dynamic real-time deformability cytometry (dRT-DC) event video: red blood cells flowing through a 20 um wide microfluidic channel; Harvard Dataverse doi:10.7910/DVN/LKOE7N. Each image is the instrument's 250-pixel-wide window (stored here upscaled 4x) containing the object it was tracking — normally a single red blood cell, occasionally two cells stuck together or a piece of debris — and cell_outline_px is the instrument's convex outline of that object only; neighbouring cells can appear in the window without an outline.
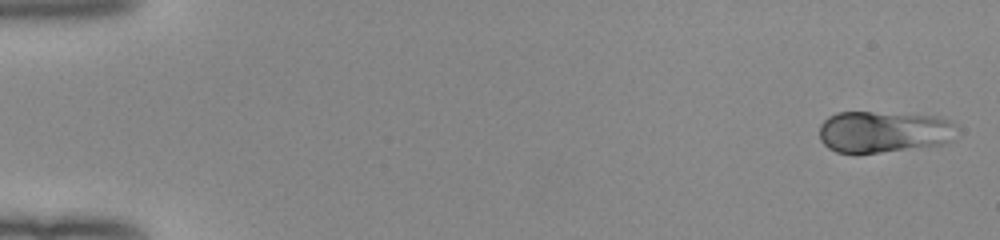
{"species": "human", "species_latin": "Homo sapiens", "temperature_condition": "room temperature", "stored_images_in_passage": 46, "camera_frame_rate_fps": 3000, "um_per_image_px": 0.085, "donor": {"sex": "female"}, "frame": {"image": 1, "passage_image": 1, "time_ms": 0.0, "image_size_px": [1000, 240], "cell_outline_px": [[960, 128], [952, 140], [948, 144], [880, 152], [836, 152], [828, 148], [820, 140], [820, 124], [828, 116], [836, 112], [872, 112], [940, 116], [952, 120]], "centroid_in_image_um": [75.19, 11.19], "position_along_channel_um": 9.8, "area_um2": 33.81}}
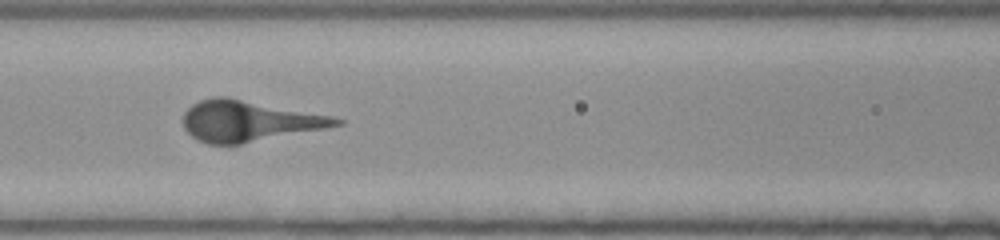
{"frame": {"image": 2, "passage_image": 23, "time_ms": 7.333, "image_size_px": [1000, 240], "cell_outline_px": [[344, 124], [324, 128], [240, 144], [208, 144], [192, 136], [184, 128], [184, 112], [192, 104], [200, 100], [216, 96], [228, 96], [332, 116], [344, 120]], "centroid_in_image_um": [21.13, 10.27], "position_along_channel_um": 145.5, "area_um2": 36.18}}
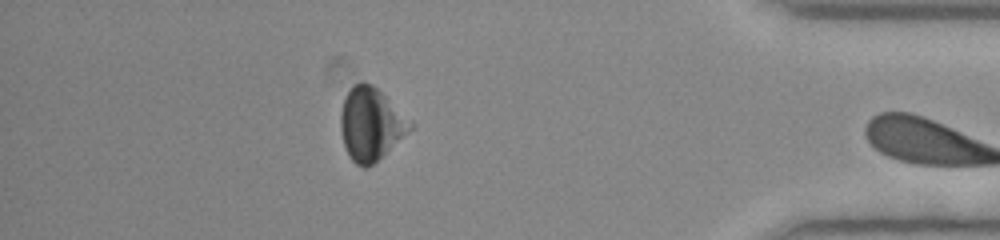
{"frame": {"image": 3, "passage_image": 45, "time_ms": 14.667, "image_size_px": [1000, 240], "cell_outline_px": [[416, 124], [412, 128], [372, 164], [364, 168], [356, 164], [352, 160], [344, 144], [340, 128], [340, 112], [344, 100], [348, 92], [356, 84], [364, 80], [372, 84], [412, 120]], "centroid_in_image_um": [31.52, 10.52], "position_along_channel_um": 403.7, "area_um2": 29.02}}